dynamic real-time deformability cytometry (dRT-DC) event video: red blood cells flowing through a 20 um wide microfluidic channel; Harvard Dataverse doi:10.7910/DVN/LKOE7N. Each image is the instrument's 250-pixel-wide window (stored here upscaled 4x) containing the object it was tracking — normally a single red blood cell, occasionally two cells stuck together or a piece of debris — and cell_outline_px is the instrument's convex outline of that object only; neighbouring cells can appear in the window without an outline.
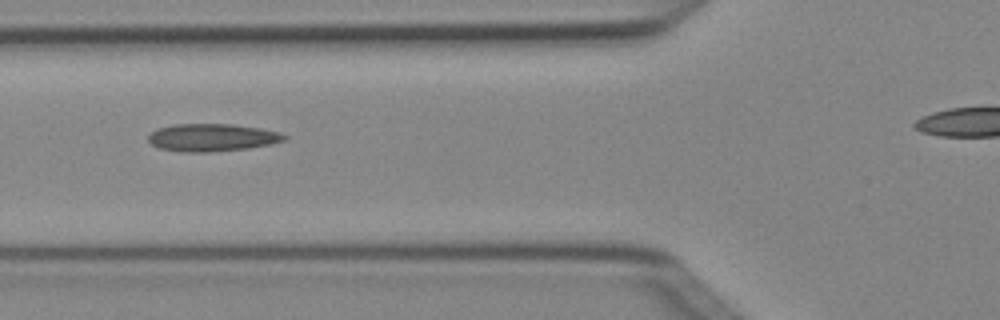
{"species": "Egyptian fruit bat (a non-hibernating species)", "species_latin": "Rousettus aegyptiacus", "temperature_condition": "cold", "stored_images_in_passage": 2, "camera_frame_rate_fps": 3000, "um_per_image_px": 0.085, "animal": {"sex": "female"}, "frame": {"image": 1, "passage_image": 2, "time_ms": 0.333, "image_size_px": [1000, 320], "cell_outline_px": [[288, 136], [284, 140], [268, 144], [248, 148], [212, 152], [180, 152], [160, 148], [152, 144], [148, 140], [148, 136], [156, 128], [172, 124], [232, 124], [260, 128], [280, 132]], "centroid_in_image_um": [18.0, 11.68], "position_along_channel_um": 107.8, "area_um2": 21.91}}